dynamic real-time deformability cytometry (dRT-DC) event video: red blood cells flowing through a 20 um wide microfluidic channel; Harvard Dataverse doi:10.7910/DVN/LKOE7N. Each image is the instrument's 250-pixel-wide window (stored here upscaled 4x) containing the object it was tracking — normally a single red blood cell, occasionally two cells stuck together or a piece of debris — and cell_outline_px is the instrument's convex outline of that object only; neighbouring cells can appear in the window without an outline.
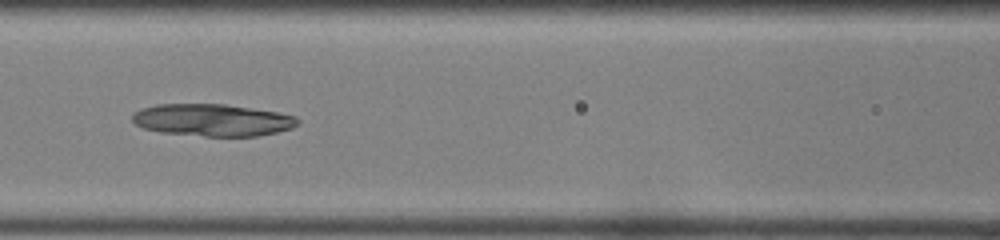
{"species": "common noctule bat (a hibernating species)", "species_latin": "Nyctalus noctula", "temperature_condition": "room temperature", "stored_images_in_passage": 46, "camera_frame_rate_fps": 3000, "um_per_image_px": 0.085, "animal": {"sex": "female", "body_mass_g": 22.0, "forearm_length_mm": 56.7}, "frame": {"image": 1, "passage_image": 20, "time_ms": 6.333, "image_size_px": [1000, 240], "cell_outline_px": [[300, 124], [292, 128], [276, 132], [256, 136], [204, 136], [160, 132], [144, 128], [136, 124], [132, 120], [132, 116], [140, 108], [156, 104], [224, 104], [276, 112], [296, 116], [300, 120]], "centroid_in_image_um": [18.07, 10.2], "position_along_channel_um": 148.5, "area_um2": 30.92}}
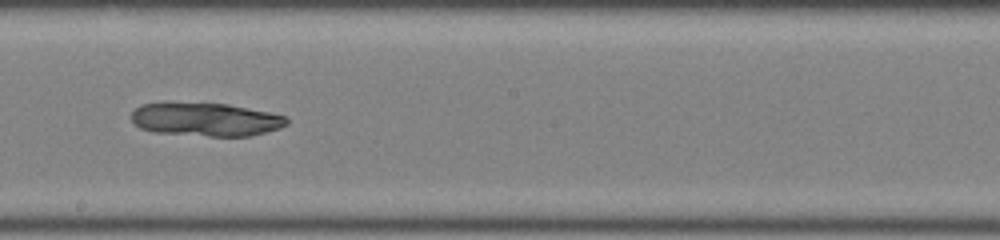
{"frame": {"image": 2, "passage_image": 26, "time_ms": 8.333, "image_size_px": [1000, 240], "cell_outline_px": [[288, 124], [280, 128], [252, 136], [208, 136], [156, 132], [140, 128], [132, 120], [132, 112], [140, 104], [164, 100], [168, 100], [228, 104], [288, 116]], "centroid_in_image_um": [17.45, 10.11], "position_along_channel_um": 230.7, "area_um2": 31.04}}
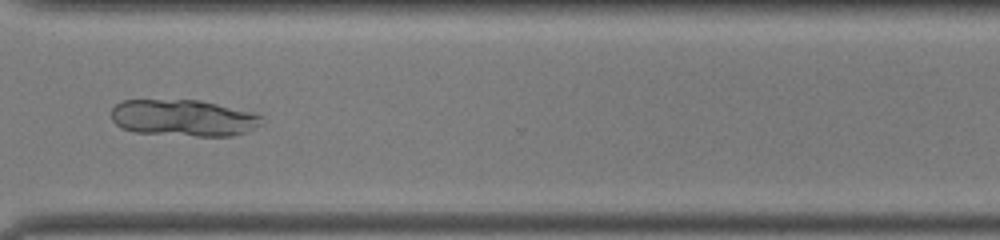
{"frame": {"image": 3, "passage_image": 35, "time_ms": 11.333, "image_size_px": [1000, 240], "cell_outline_px": [[264, 124], [244, 132], [232, 136], [196, 136], [136, 132], [120, 128], [112, 120], [112, 108], [120, 100], [200, 100], [256, 112], [264, 116]], "centroid_in_image_um": [15.64, 10.02], "position_along_channel_um": 355.0, "area_um2": 32.48}}